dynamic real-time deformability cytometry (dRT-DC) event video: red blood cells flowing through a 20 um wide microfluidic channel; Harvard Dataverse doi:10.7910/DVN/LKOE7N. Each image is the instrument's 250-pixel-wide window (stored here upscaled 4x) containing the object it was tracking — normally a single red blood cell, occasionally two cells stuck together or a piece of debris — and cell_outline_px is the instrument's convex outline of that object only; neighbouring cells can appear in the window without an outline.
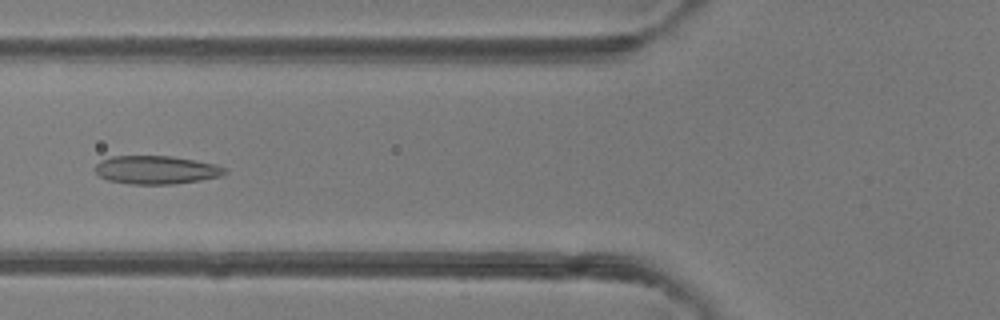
{"species": "common noctule bat (a hibernating species)", "species_latin": "Nyctalus noctula", "temperature_condition": "room temperature", "stored_images_in_passage": 40, "camera_frame_rate_fps": 3000, "um_per_image_px": 0.085, "animal": {"sex": "female"}, "frame": {"image": 1, "passage_image": 10, "time_ms": 3.0, "image_size_px": [1000, 320], "cell_outline_px": [[228, 172], [220, 176], [200, 180], [172, 184], [132, 184], [108, 180], [100, 176], [96, 172], [96, 164], [100, 160], [112, 156], [172, 156], [196, 160], [216, 164], [224, 168]], "centroid_in_image_um": [13.28, 14.43], "position_along_channel_um": 112.5, "area_um2": 21.33}}
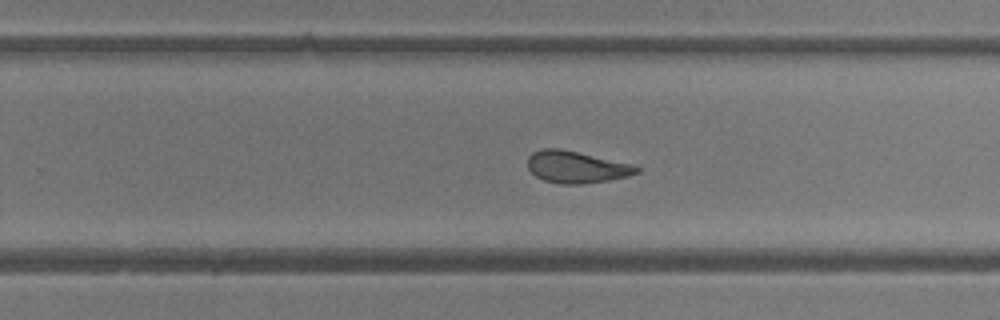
{"frame": {"image": 2, "passage_image": 22, "time_ms": 7.0, "image_size_px": [1000, 320], "cell_outline_px": [[640, 172], [628, 176], [608, 180], [584, 184], [560, 184], [544, 180], [536, 176], [528, 168], [528, 156], [532, 152], [540, 148], [560, 148], [632, 164], [640, 168]], "centroid_in_image_um": [48.97, 14.19], "position_along_channel_um": 280.8, "area_um2": 20.29}}
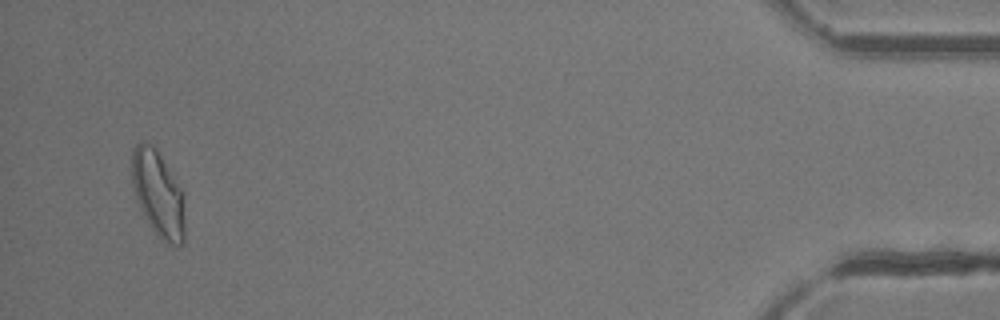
{"frame": {"image": 3, "passage_image": 38, "time_ms": 12.333, "image_size_px": [1000, 320], "cell_outline_px": [[184, 244], [176, 248], [160, 236], [152, 228], [144, 216], [136, 200], [132, 184], [132, 148], [140, 140], [144, 140], [152, 144], [156, 148], [184, 192]], "centroid_in_image_um": [13.44, 16.44], "position_along_channel_um": 421.8, "area_um2": 26.82}, "authors_computed_cell_mechanics": {"area_um2": 21.8773, "velocity_mm_per_s": 4.2039, "shape_relaxation_time_tau1_ms": 7.3021, "shape_relaxation_time_tau2_ms": 2.1358, "deformation_change_tau1": 0.1785, "deformation_change_tau2": 0.084}}